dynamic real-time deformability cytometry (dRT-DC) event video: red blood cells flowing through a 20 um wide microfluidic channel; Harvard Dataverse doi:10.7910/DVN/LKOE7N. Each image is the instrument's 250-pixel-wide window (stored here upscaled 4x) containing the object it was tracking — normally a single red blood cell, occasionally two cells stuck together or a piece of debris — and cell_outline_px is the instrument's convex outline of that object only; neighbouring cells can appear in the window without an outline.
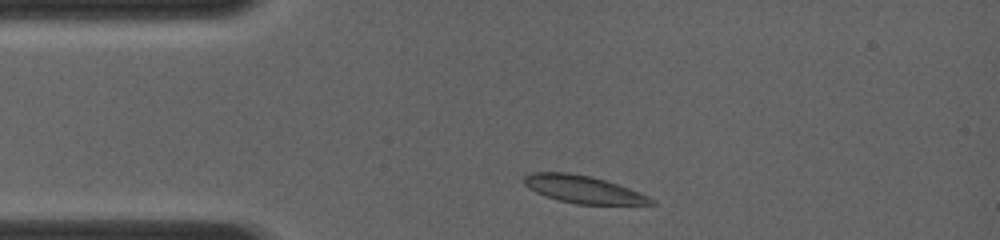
{"species": "common noctule bat (a hibernating species)", "species_latin": "Nyctalus noctula", "temperature_condition": "room temperature", "stored_images_in_passage": 7, "camera_frame_rate_fps": 4000, "um_per_image_px": 0.085, "animal": {"sex": "female", "body_mass_g": 19.0, "forearm_length_mm": 56.7}, "frame": {"image": 1, "passage_image": 1, "time_ms": 0.0, "image_size_px": [1000, 240], "cell_outline_px": [[652, 204], [580, 204], [560, 200], [536, 192], [524, 180], [524, 176], [536, 172], [568, 172], [588, 176], [604, 180], [616, 184], [636, 192], [652, 200]], "centroid_in_image_um": [49.52, 16.08], "position_along_channel_um": 35.5, "area_um2": 19.25}}
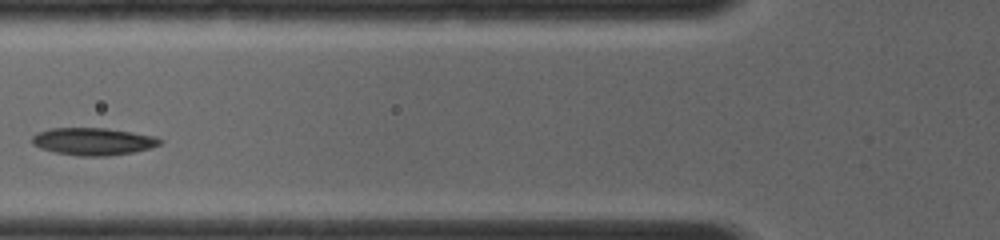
{"frame": {"image": 2, "passage_image": 4, "time_ms": 2.5, "image_size_px": [1000, 240], "cell_outline_px": [[160, 144], [148, 148], [132, 152], [108, 156], [80, 156], [56, 152], [44, 148], [36, 144], [32, 140], [32, 136], [40, 132], [52, 128], [104, 128], [152, 136], [160, 140]], "centroid_in_image_um": [7.91, 12.02], "position_along_channel_um": 117.9, "area_um2": 19.65}}
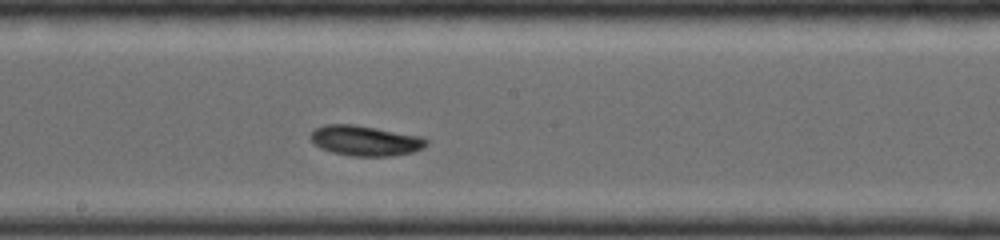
{"frame": {"image": 3, "passage_image": 7, "time_ms": 4.75, "image_size_px": [1000, 240], "cell_outline_px": [[428, 140], [420, 148], [412, 152], [388, 156], [356, 156], [336, 152], [324, 148], [316, 144], [312, 140], [312, 132], [316, 128], [328, 124], [352, 124], [416, 136]], "centroid_in_image_um": [31.02, 11.95], "position_along_channel_um": 217.2, "area_um2": 19.31}}